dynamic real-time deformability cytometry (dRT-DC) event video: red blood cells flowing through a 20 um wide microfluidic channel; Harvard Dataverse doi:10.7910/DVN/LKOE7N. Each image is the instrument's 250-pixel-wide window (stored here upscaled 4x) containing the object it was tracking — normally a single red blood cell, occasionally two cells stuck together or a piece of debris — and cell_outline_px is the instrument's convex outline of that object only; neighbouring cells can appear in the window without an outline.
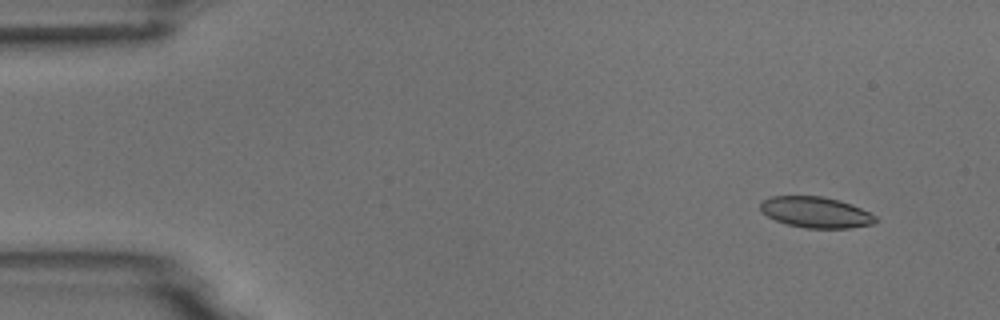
{"species": "common noctule bat (a hibernating species)", "species_latin": "Nyctalus noctula", "temperature_condition": "room temperature", "stored_images_in_passage": 5, "camera_frame_rate_fps": 3000, "um_per_image_px": 0.085, "animal": {"sex": "male", "body_mass_g": 18.8}, "frame": {"image": 1, "passage_image": 2, "time_ms": 1.0, "image_size_px": [1000, 320], "cell_outline_px": [[880, 220], [872, 224], [848, 228], [804, 228], [788, 224], [776, 220], [768, 216], [760, 208], [760, 200], [772, 196], [824, 196], [840, 200], [852, 204], [876, 216]], "centroid_in_image_um": [69.36, 18.03], "position_along_channel_um": 15.6, "area_um2": 20.81}}
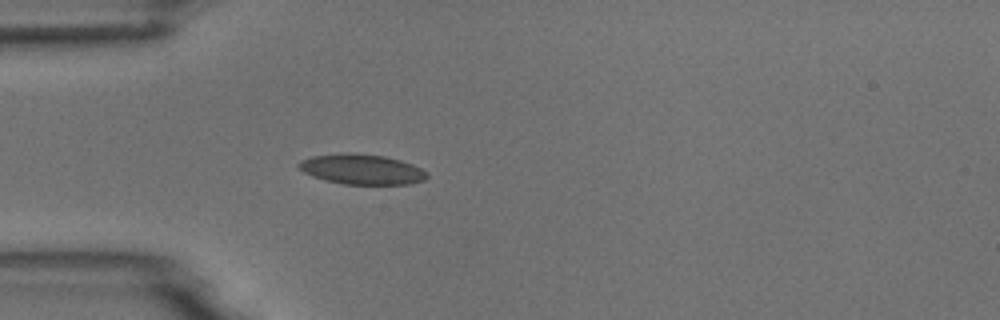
{"frame": {"image": 2, "passage_image": 5, "time_ms": 4.667, "image_size_px": [1000, 320], "cell_outline_px": [[428, 176], [424, 180], [408, 184], [344, 184], [324, 180], [312, 176], [304, 172], [296, 164], [300, 160], [312, 156], [340, 152], [352, 152], [384, 156], [400, 160], [412, 164], [428, 172]], "centroid_in_image_um": [30.72, 14.37], "position_along_channel_um": 54.3, "area_um2": 22.72}}